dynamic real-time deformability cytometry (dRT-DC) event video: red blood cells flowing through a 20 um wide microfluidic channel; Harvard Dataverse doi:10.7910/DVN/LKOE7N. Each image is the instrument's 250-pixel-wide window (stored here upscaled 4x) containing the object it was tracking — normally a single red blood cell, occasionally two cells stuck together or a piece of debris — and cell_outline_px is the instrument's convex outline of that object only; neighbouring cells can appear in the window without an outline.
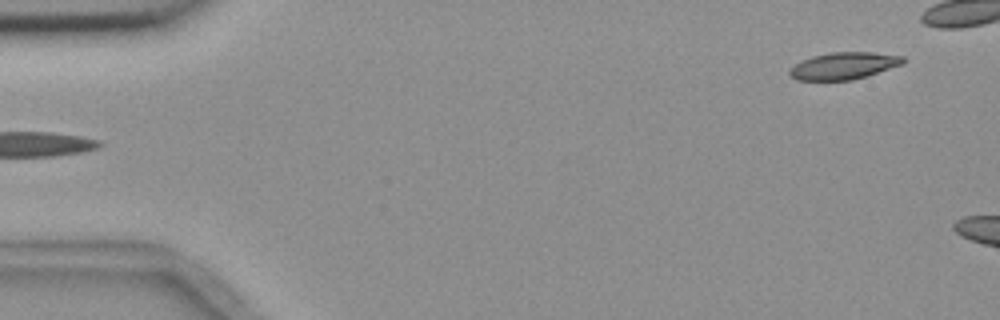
{"species": "common noctule bat (a hibernating species)", "species_latin": "Nyctalus noctula", "temperature_condition": "room temperature", "stored_images_in_passage": 6, "segment_of_instrument_passage": [2, 2], "camera_frame_rate_fps": 3000, "um_per_image_px": 0.085, "animal": {"sex": "female", "body_mass_g": 18.4}, "frame": {"image": 1, "passage_image": 6, "time_ms": 5.667, "image_size_px": [1000, 320], "cell_outline_px": [[908, 60], [904, 64], [868, 76], [852, 80], [796, 80], [788, 72], [788, 68], [812, 56], [828, 52], [872, 52], [904, 56]], "centroid_in_image_um": [71.77, 5.59], "position_along_channel_um": 13.2, "area_um2": 18.09}}